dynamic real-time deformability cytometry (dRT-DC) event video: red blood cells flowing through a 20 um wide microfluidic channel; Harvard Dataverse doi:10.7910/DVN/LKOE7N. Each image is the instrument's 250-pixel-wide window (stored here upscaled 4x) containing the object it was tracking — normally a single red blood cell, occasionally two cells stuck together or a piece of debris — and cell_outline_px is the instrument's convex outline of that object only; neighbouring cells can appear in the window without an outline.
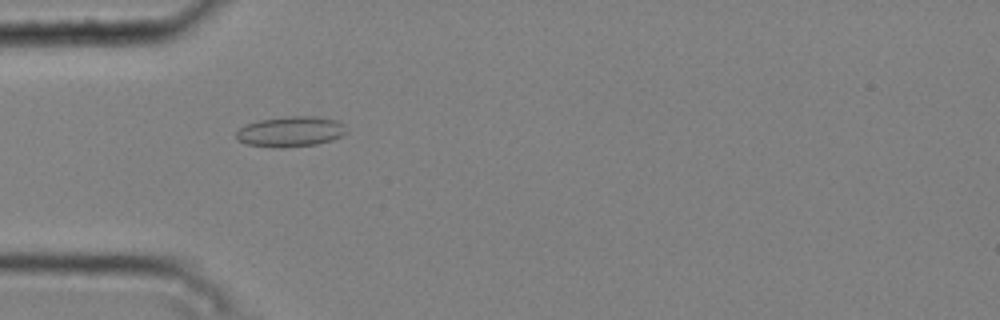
{"species": "common noctule bat (a hibernating species)", "species_latin": "Nyctalus noctula", "temperature_condition": "cold", "stored_images_in_passage": 10, "camera_frame_rate_fps": 3000, "um_per_image_px": 0.085, "animal": {"sex": "male", "body_mass_g": 20.4}, "frame": {"image": 1, "passage_image": 4, "time_ms": 1.0, "image_size_px": [1000, 320], "cell_outline_px": [[348, 132], [332, 140], [316, 144], [284, 148], [272, 148], [248, 144], [236, 140], [236, 132], [240, 128], [248, 124], [260, 120], [288, 116], [316, 116], [336, 120], [344, 124]], "centroid_in_image_um": [24.71, 11.19], "position_along_channel_um": 60.3, "area_um2": 19.59}}
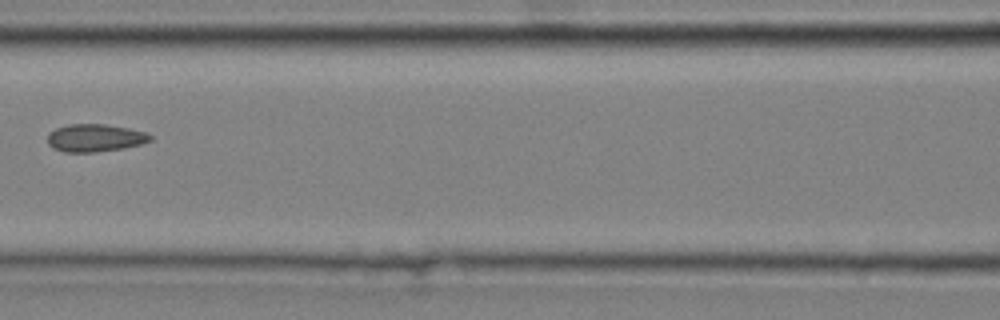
{"frame": {"image": 2, "passage_image": 6, "time_ms": 1.667, "image_size_px": [1000, 320], "cell_outline_px": [[152, 140], [140, 144], [124, 148], [96, 152], [64, 152], [52, 148], [48, 144], [48, 132], [56, 128], [68, 124], [104, 124], [128, 128], [144, 132], [152, 136]], "centroid_in_image_um": [8.04, 11.72], "position_along_channel_um": 158.6, "area_um2": 16.59}}
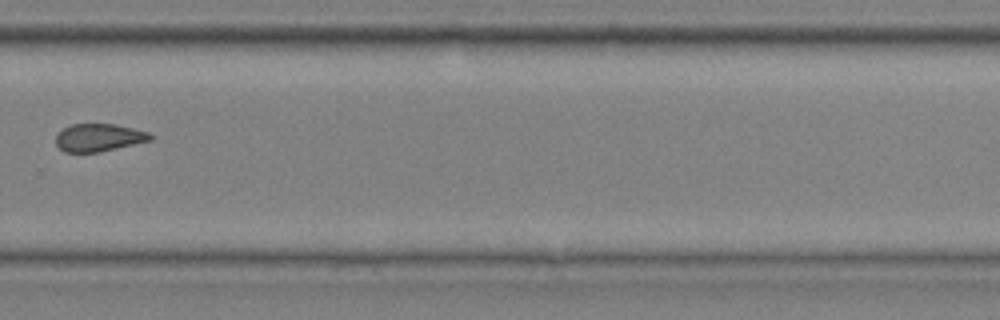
{"frame": {"image": 3, "passage_image": 10, "time_ms": 3.0, "image_size_px": [1000, 320], "cell_outline_px": [[156, 136], [152, 140], [100, 152], [64, 152], [56, 144], [56, 132], [72, 124], [116, 124], [148, 132]], "centroid_in_image_um": [8.41, 11.69], "position_along_channel_um": 321.4, "area_um2": 15.37}}